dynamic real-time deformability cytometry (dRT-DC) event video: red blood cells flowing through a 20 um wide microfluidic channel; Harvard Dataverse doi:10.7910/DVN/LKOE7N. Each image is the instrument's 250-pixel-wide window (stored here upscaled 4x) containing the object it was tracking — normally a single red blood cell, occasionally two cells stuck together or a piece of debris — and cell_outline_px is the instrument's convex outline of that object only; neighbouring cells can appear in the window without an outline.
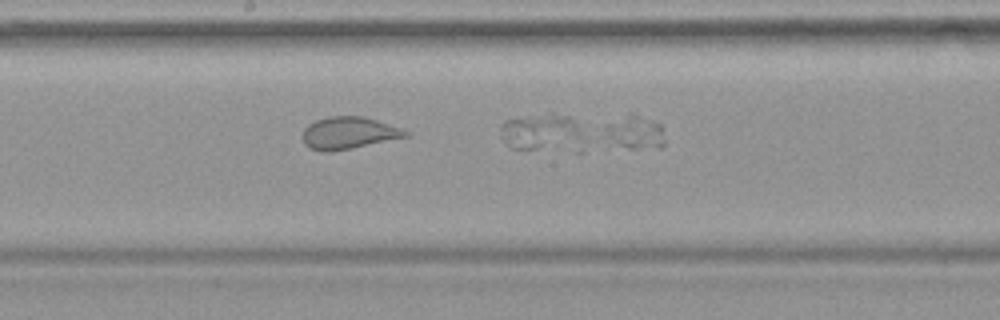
{"species": "common noctule bat (a hibernating species)", "species_latin": "Nyctalus noctula", "temperature_condition": "warm", "stored_images_in_passage": 12, "segment_of_instrument_passage": [2, 2], "camera_frame_rate_fps": 3000, "um_per_image_px": 0.085, "animal": {"sex": "female", "body_mass_g": 19.9}, "frame": {"image": 1, "passage_image": 12, "time_ms": 3.667, "image_size_px": [1000, 320], "cell_outline_px": [[664, 144], [660, 148], [608, 148], [600, 140], [604, 124], [628, 116], [636, 116], [652, 120], [660, 124], [664, 140]], "centroid_in_image_um": [53.77, 11.36], "position_along_channel_um": 194.4, "area_um2": 12.31}}